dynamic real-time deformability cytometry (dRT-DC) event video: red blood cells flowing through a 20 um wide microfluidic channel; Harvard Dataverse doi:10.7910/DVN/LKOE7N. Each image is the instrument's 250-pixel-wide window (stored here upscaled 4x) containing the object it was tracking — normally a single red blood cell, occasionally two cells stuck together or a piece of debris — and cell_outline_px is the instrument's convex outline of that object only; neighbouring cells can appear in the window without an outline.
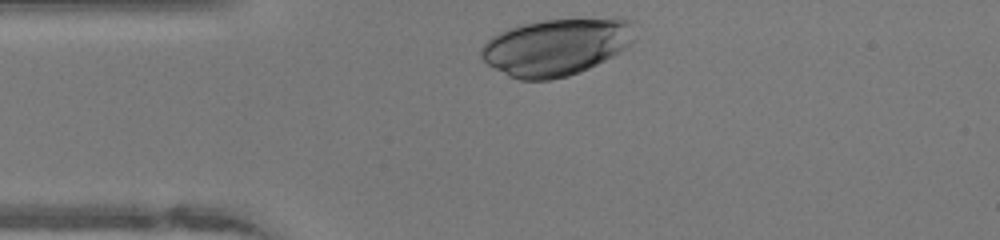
{"species": "human", "species_latin": "Homo sapiens", "temperature_condition": "warm", "stored_images_in_passage": 28, "camera_frame_rate_fps": 3000, "um_per_image_px": 0.085, "donor": {"sex": "female"}, "frame": {"image": 1, "passage_image": 1, "time_ms": 0.0, "image_size_px": [1000, 240], "cell_outline_px": [[632, 40], [624, 48], [612, 56], [580, 72], [568, 76], [552, 80], [520, 80], [508, 76], [488, 64], [480, 56], [480, 48], [492, 36], [508, 28], [520, 24], [544, 20], [616, 16], [632, 20]], "centroid_in_image_um": [47.27, 3.96], "position_along_channel_um": 37.7, "area_um2": 51.27}}
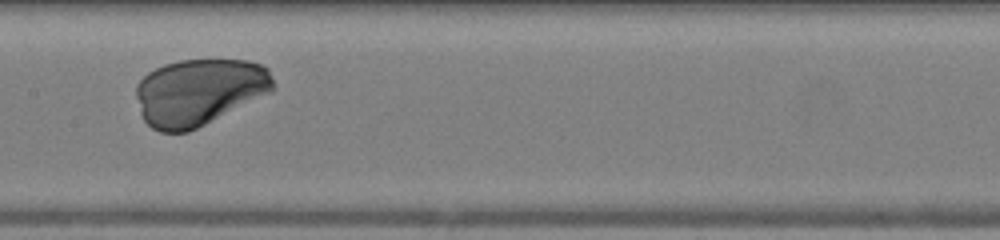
{"frame": {"image": 2, "passage_image": 14, "time_ms": 4.333, "image_size_px": [1000, 240], "cell_outline_px": [[276, 88], [272, 92], [188, 132], [160, 132], [152, 128], [144, 120], [140, 112], [136, 96], [136, 84], [148, 72], [164, 64], [180, 60], [248, 60], [260, 64], [268, 68]], "centroid_in_image_um": [16.92, 7.81], "position_along_channel_um": 190.5, "area_um2": 53.35}}
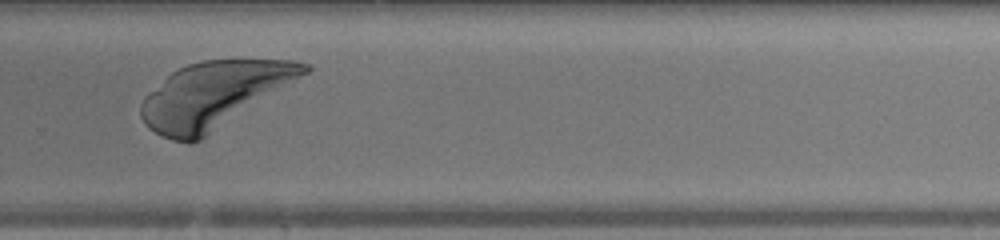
{"frame": {"image": 3, "passage_image": 23, "time_ms": 7.333, "image_size_px": [1000, 240], "cell_outline_px": [[312, 68], [308, 72], [200, 140], [192, 144], [188, 144], [172, 140], [148, 128], [144, 124], [140, 116], [140, 104], [144, 96], [148, 92], [176, 68], [200, 60], [292, 60], [312, 64]], "centroid_in_image_um": [18.11, 8.06], "position_along_channel_um": 311.7, "area_um2": 62.14}}